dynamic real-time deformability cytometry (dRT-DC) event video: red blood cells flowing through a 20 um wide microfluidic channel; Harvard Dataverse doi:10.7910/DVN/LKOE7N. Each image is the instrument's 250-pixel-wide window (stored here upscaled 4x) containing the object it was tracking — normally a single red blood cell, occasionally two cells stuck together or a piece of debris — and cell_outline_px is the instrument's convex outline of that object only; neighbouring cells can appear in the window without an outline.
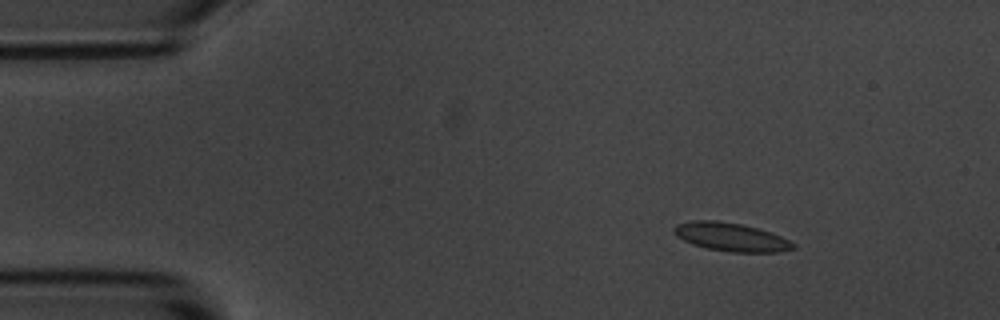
{"species": "common noctule bat (a hibernating species)", "species_latin": "Nyctalus noctula", "temperature_condition": "room temperature", "stored_images_in_passage": 6, "camera_frame_rate_fps": 3000, "um_per_image_px": 0.085, "animal": {"sex": "male", "body_mass_g": 20.1, "forearm_length_mm": 53.5}, "frame": {"image": 1, "passage_image": 2, "time_ms": 1.333, "image_size_px": [1000, 320], "cell_outline_px": [[796, 248], [776, 252], [732, 252], [708, 248], [692, 244], [676, 236], [672, 232], [672, 228], [676, 224], [692, 220], [716, 220], [740, 224], [756, 228], [780, 236], [796, 244]], "centroid_in_image_um": [62.08, 20.14], "position_along_channel_um": 22.9, "area_um2": 19.59}}
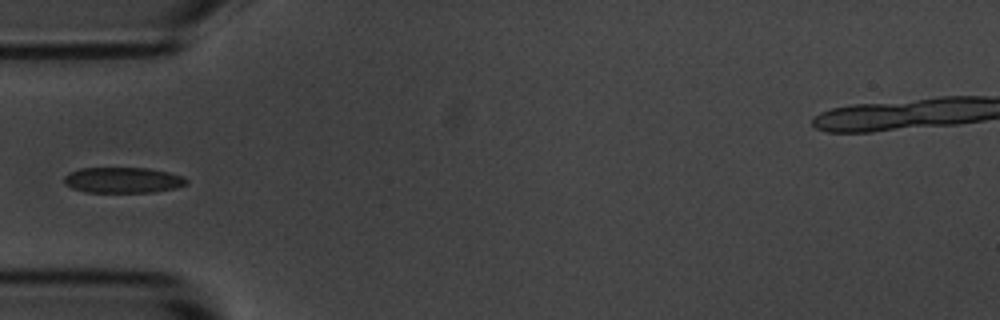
{"frame": {"image": 2, "passage_image": 5, "time_ms": 4.667, "image_size_px": [1000, 320], "cell_outline_px": [[188, 184], [176, 188], [156, 192], [84, 192], [72, 188], [64, 184], [64, 176], [68, 172], [80, 168], [148, 168], [168, 172], [184, 176], [188, 180]], "centroid_in_image_um": [10.45, 15.31], "position_along_channel_um": 74.5, "area_um2": 18.55}}